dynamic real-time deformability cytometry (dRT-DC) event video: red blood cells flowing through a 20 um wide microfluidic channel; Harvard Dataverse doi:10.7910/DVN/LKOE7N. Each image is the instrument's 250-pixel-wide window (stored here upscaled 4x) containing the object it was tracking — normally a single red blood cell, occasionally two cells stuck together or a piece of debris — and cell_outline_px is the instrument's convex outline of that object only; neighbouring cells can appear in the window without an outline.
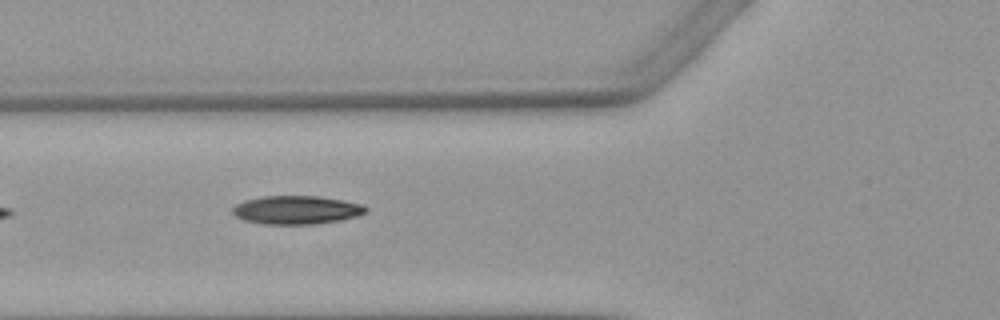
{"species": "Egyptian fruit bat (a non-hibernating species)", "species_latin": "Rousettus aegyptiacus", "temperature_condition": "warm", "stored_images_in_passage": 6, "camera_frame_rate_fps": 3000, "um_per_image_px": 0.085, "animal": {"sex": "female"}, "frame": {"image": 1, "passage_image": 5, "time_ms": 5.667, "image_size_px": [1000, 320], "cell_outline_px": [[368, 212], [356, 216], [340, 220], [316, 224], [264, 224], [244, 220], [236, 216], [232, 212], [232, 208], [236, 204], [244, 200], [264, 196], [320, 196], [344, 200], [364, 204], [368, 208]], "centroid_in_image_um": [25.23, 17.84], "position_along_channel_um": 100.6, "area_um2": 22.25}}
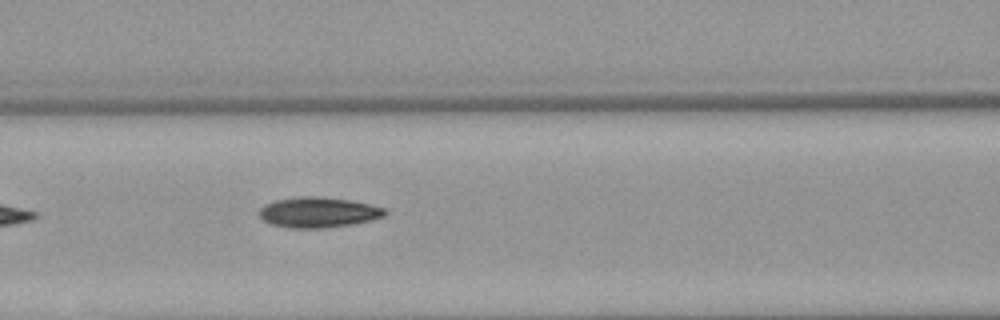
{"frame": {"image": 2, "passage_image": 6, "time_ms": 6.667, "image_size_px": [1000, 320], "cell_outline_px": [[388, 216], [372, 220], [352, 224], [328, 228], [288, 228], [268, 224], [256, 212], [264, 204], [276, 200], [304, 196], [312, 196], [348, 200], [368, 204], [384, 208], [388, 212]], "centroid_in_image_um": [27.04, 18.07], "position_along_channel_um": 139.6, "area_um2": 22.43}}